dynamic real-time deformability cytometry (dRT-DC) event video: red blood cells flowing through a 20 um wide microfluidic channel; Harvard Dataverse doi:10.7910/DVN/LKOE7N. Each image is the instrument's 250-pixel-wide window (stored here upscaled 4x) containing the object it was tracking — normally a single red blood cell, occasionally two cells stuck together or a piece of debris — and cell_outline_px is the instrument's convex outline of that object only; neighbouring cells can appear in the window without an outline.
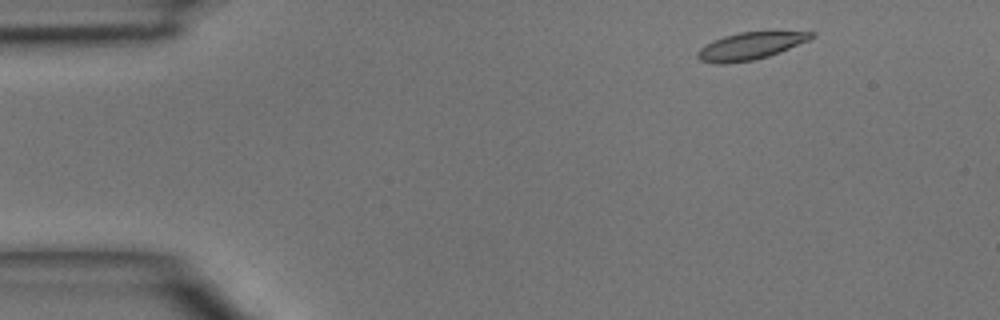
{"species": "common noctule bat (a hibernating species)", "species_latin": "Nyctalus noctula", "temperature_condition": "room temperature", "stored_images_in_passage": 42, "camera_frame_rate_fps": 3000, "um_per_image_px": 0.085, "animal": {"sex": "male", "body_mass_g": 15.6}, "frame": {"image": 1, "passage_image": 1, "time_ms": 0.0, "image_size_px": [1000, 320], "cell_outline_px": [[816, 36], [808, 40], [768, 56], [752, 60], [724, 64], [716, 64], [700, 60], [696, 56], [696, 52], [700, 48], [712, 40], [724, 36], [740, 32], [816, 32]], "centroid_in_image_um": [63.71, 3.91], "position_along_channel_um": 21.3, "area_um2": 17.8}}
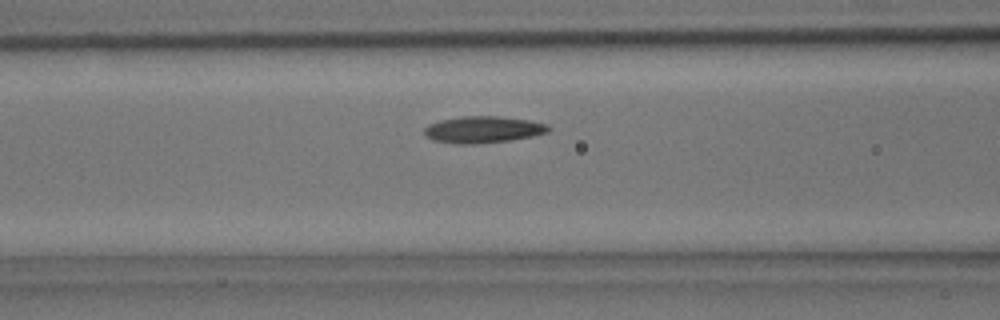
{"frame": {"image": 2, "passage_image": 14, "time_ms": 4.333, "image_size_px": [1000, 320], "cell_outline_px": [[552, 128], [548, 132], [532, 136], [508, 140], [476, 144], [452, 144], [432, 140], [424, 136], [424, 128], [428, 124], [440, 120], [464, 116], [500, 116], [528, 120], [548, 124]], "centroid_in_image_um": [41.03, 11.02], "position_along_channel_um": 125.6, "area_um2": 19.48}}
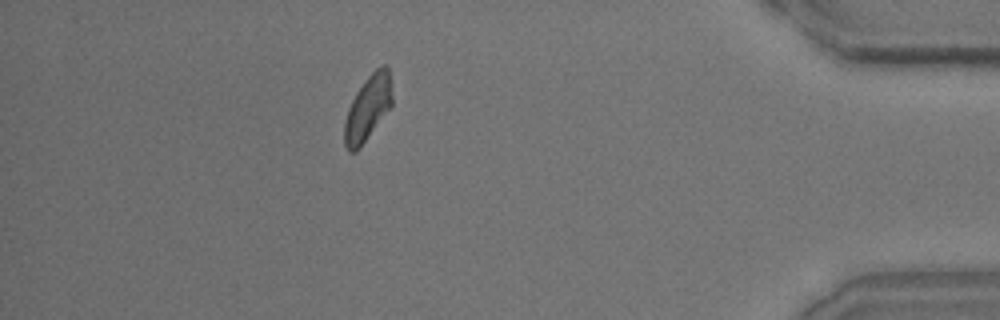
{"frame": {"image": 3, "passage_image": 37, "time_ms": 12.0, "image_size_px": [1000, 320], "cell_outline_px": [[392, 108], [360, 148], [356, 152], [348, 152], [344, 144], [344, 120], [348, 108], [356, 92], [368, 76], [376, 68], [384, 64], [388, 64], [392, 96]], "centroid_in_image_um": [31.27, 9.22], "position_along_channel_um": 403.9, "area_um2": 18.5}}